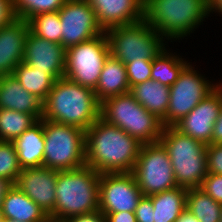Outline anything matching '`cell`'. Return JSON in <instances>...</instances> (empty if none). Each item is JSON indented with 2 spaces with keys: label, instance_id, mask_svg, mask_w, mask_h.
I'll list each match as a JSON object with an SVG mask.
<instances>
[{
  "label": "cell",
  "instance_id": "obj_14",
  "mask_svg": "<svg viewBox=\"0 0 222 222\" xmlns=\"http://www.w3.org/2000/svg\"><path fill=\"white\" fill-rule=\"evenodd\" d=\"M222 105V84L174 125L176 129L205 145L211 144L214 123Z\"/></svg>",
  "mask_w": 222,
  "mask_h": 222
},
{
  "label": "cell",
  "instance_id": "obj_3",
  "mask_svg": "<svg viewBox=\"0 0 222 222\" xmlns=\"http://www.w3.org/2000/svg\"><path fill=\"white\" fill-rule=\"evenodd\" d=\"M100 173L90 166L73 170H57L53 220L64 221L75 215L99 210Z\"/></svg>",
  "mask_w": 222,
  "mask_h": 222
},
{
  "label": "cell",
  "instance_id": "obj_25",
  "mask_svg": "<svg viewBox=\"0 0 222 222\" xmlns=\"http://www.w3.org/2000/svg\"><path fill=\"white\" fill-rule=\"evenodd\" d=\"M12 75L28 92L36 95L44 101L52 90L55 80L45 71L34 68L21 62L13 71Z\"/></svg>",
  "mask_w": 222,
  "mask_h": 222
},
{
  "label": "cell",
  "instance_id": "obj_2",
  "mask_svg": "<svg viewBox=\"0 0 222 222\" xmlns=\"http://www.w3.org/2000/svg\"><path fill=\"white\" fill-rule=\"evenodd\" d=\"M100 109L94 90L62 77L43 101L42 119L86 131L100 118Z\"/></svg>",
  "mask_w": 222,
  "mask_h": 222
},
{
  "label": "cell",
  "instance_id": "obj_37",
  "mask_svg": "<svg viewBox=\"0 0 222 222\" xmlns=\"http://www.w3.org/2000/svg\"><path fill=\"white\" fill-rule=\"evenodd\" d=\"M64 222H107V220L106 216L100 210H97L92 213L71 216Z\"/></svg>",
  "mask_w": 222,
  "mask_h": 222
},
{
  "label": "cell",
  "instance_id": "obj_32",
  "mask_svg": "<svg viewBox=\"0 0 222 222\" xmlns=\"http://www.w3.org/2000/svg\"><path fill=\"white\" fill-rule=\"evenodd\" d=\"M130 88L151 79L152 60L125 63Z\"/></svg>",
  "mask_w": 222,
  "mask_h": 222
},
{
  "label": "cell",
  "instance_id": "obj_24",
  "mask_svg": "<svg viewBox=\"0 0 222 222\" xmlns=\"http://www.w3.org/2000/svg\"><path fill=\"white\" fill-rule=\"evenodd\" d=\"M148 197L153 203L154 222H175L186 209L187 188L177 186Z\"/></svg>",
  "mask_w": 222,
  "mask_h": 222
},
{
  "label": "cell",
  "instance_id": "obj_43",
  "mask_svg": "<svg viewBox=\"0 0 222 222\" xmlns=\"http://www.w3.org/2000/svg\"><path fill=\"white\" fill-rule=\"evenodd\" d=\"M46 222H64V221H59V220H53V219H48Z\"/></svg>",
  "mask_w": 222,
  "mask_h": 222
},
{
  "label": "cell",
  "instance_id": "obj_16",
  "mask_svg": "<svg viewBox=\"0 0 222 222\" xmlns=\"http://www.w3.org/2000/svg\"><path fill=\"white\" fill-rule=\"evenodd\" d=\"M66 49L59 43L34 35L26 37L23 62L48 73L54 80L64 77Z\"/></svg>",
  "mask_w": 222,
  "mask_h": 222
},
{
  "label": "cell",
  "instance_id": "obj_21",
  "mask_svg": "<svg viewBox=\"0 0 222 222\" xmlns=\"http://www.w3.org/2000/svg\"><path fill=\"white\" fill-rule=\"evenodd\" d=\"M130 92L126 65L112 55L106 58L98 83L94 90L97 100L105 99Z\"/></svg>",
  "mask_w": 222,
  "mask_h": 222
},
{
  "label": "cell",
  "instance_id": "obj_11",
  "mask_svg": "<svg viewBox=\"0 0 222 222\" xmlns=\"http://www.w3.org/2000/svg\"><path fill=\"white\" fill-rule=\"evenodd\" d=\"M219 85L206 80L189 63L170 87L169 107L161 121L163 127L174 126Z\"/></svg>",
  "mask_w": 222,
  "mask_h": 222
},
{
  "label": "cell",
  "instance_id": "obj_42",
  "mask_svg": "<svg viewBox=\"0 0 222 222\" xmlns=\"http://www.w3.org/2000/svg\"><path fill=\"white\" fill-rule=\"evenodd\" d=\"M209 14L213 11H217L222 14V0H207Z\"/></svg>",
  "mask_w": 222,
  "mask_h": 222
},
{
  "label": "cell",
  "instance_id": "obj_38",
  "mask_svg": "<svg viewBox=\"0 0 222 222\" xmlns=\"http://www.w3.org/2000/svg\"><path fill=\"white\" fill-rule=\"evenodd\" d=\"M107 222H137L135 212L120 211L116 213H103Z\"/></svg>",
  "mask_w": 222,
  "mask_h": 222
},
{
  "label": "cell",
  "instance_id": "obj_10",
  "mask_svg": "<svg viewBox=\"0 0 222 222\" xmlns=\"http://www.w3.org/2000/svg\"><path fill=\"white\" fill-rule=\"evenodd\" d=\"M132 173L143 196L178 186L167 150L160 142L141 145Z\"/></svg>",
  "mask_w": 222,
  "mask_h": 222
},
{
  "label": "cell",
  "instance_id": "obj_13",
  "mask_svg": "<svg viewBox=\"0 0 222 222\" xmlns=\"http://www.w3.org/2000/svg\"><path fill=\"white\" fill-rule=\"evenodd\" d=\"M58 13L65 49L104 33L87 0H67Z\"/></svg>",
  "mask_w": 222,
  "mask_h": 222
},
{
  "label": "cell",
  "instance_id": "obj_45",
  "mask_svg": "<svg viewBox=\"0 0 222 222\" xmlns=\"http://www.w3.org/2000/svg\"><path fill=\"white\" fill-rule=\"evenodd\" d=\"M219 222H222V206H221V214H220V221Z\"/></svg>",
  "mask_w": 222,
  "mask_h": 222
},
{
  "label": "cell",
  "instance_id": "obj_9",
  "mask_svg": "<svg viewBox=\"0 0 222 222\" xmlns=\"http://www.w3.org/2000/svg\"><path fill=\"white\" fill-rule=\"evenodd\" d=\"M109 54L105 33L67 48L64 77L95 90Z\"/></svg>",
  "mask_w": 222,
  "mask_h": 222
},
{
  "label": "cell",
  "instance_id": "obj_5",
  "mask_svg": "<svg viewBox=\"0 0 222 222\" xmlns=\"http://www.w3.org/2000/svg\"><path fill=\"white\" fill-rule=\"evenodd\" d=\"M159 142L167 150L177 185L199 188L208 174L206 145L174 126L163 127Z\"/></svg>",
  "mask_w": 222,
  "mask_h": 222
},
{
  "label": "cell",
  "instance_id": "obj_22",
  "mask_svg": "<svg viewBox=\"0 0 222 222\" xmlns=\"http://www.w3.org/2000/svg\"><path fill=\"white\" fill-rule=\"evenodd\" d=\"M22 169L41 167L44 159L43 119L23 132L13 141Z\"/></svg>",
  "mask_w": 222,
  "mask_h": 222
},
{
  "label": "cell",
  "instance_id": "obj_33",
  "mask_svg": "<svg viewBox=\"0 0 222 222\" xmlns=\"http://www.w3.org/2000/svg\"><path fill=\"white\" fill-rule=\"evenodd\" d=\"M199 188L222 205V175L208 173Z\"/></svg>",
  "mask_w": 222,
  "mask_h": 222
},
{
  "label": "cell",
  "instance_id": "obj_23",
  "mask_svg": "<svg viewBox=\"0 0 222 222\" xmlns=\"http://www.w3.org/2000/svg\"><path fill=\"white\" fill-rule=\"evenodd\" d=\"M129 93L148 112L161 121L164 119L169 107L170 87L150 79L132 86Z\"/></svg>",
  "mask_w": 222,
  "mask_h": 222
},
{
  "label": "cell",
  "instance_id": "obj_31",
  "mask_svg": "<svg viewBox=\"0 0 222 222\" xmlns=\"http://www.w3.org/2000/svg\"><path fill=\"white\" fill-rule=\"evenodd\" d=\"M21 170L13 142L0 141V177L16 183Z\"/></svg>",
  "mask_w": 222,
  "mask_h": 222
},
{
  "label": "cell",
  "instance_id": "obj_19",
  "mask_svg": "<svg viewBox=\"0 0 222 222\" xmlns=\"http://www.w3.org/2000/svg\"><path fill=\"white\" fill-rule=\"evenodd\" d=\"M0 109L15 110L42 119L43 101L25 90L13 75L0 76Z\"/></svg>",
  "mask_w": 222,
  "mask_h": 222
},
{
  "label": "cell",
  "instance_id": "obj_34",
  "mask_svg": "<svg viewBox=\"0 0 222 222\" xmlns=\"http://www.w3.org/2000/svg\"><path fill=\"white\" fill-rule=\"evenodd\" d=\"M208 173L222 175V144L206 145Z\"/></svg>",
  "mask_w": 222,
  "mask_h": 222
},
{
  "label": "cell",
  "instance_id": "obj_6",
  "mask_svg": "<svg viewBox=\"0 0 222 222\" xmlns=\"http://www.w3.org/2000/svg\"><path fill=\"white\" fill-rule=\"evenodd\" d=\"M100 117L142 144L157 143L161 138V120L148 112L130 93L113 96L101 102Z\"/></svg>",
  "mask_w": 222,
  "mask_h": 222
},
{
  "label": "cell",
  "instance_id": "obj_36",
  "mask_svg": "<svg viewBox=\"0 0 222 222\" xmlns=\"http://www.w3.org/2000/svg\"><path fill=\"white\" fill-rule=\"evenodd\" d=\"M15 18L13 0H0V29Z\"/></svg>",
  "mask_w": 222,
  "mask_h": 222
},
{
  "label": "cell",
  "instance_id": "obj_15",
  "mask_svg": "<svg viewBox=\"0 0 222 222\" xmlns=\"http://www.w3.org/2000/svg\"><path fill=\"white\" fill-rule=\"evenodd\" d=\"M57 170L48 167L22 169L15 185L53 219Z\"/></svg>",
  "mask_w": 222,
  "mask_h": 222
},
{
  "label": "cell",
  "instance_id": "obj_35",
  "mask_svg": "<svg viewBox=\"0 0 222 222\" xmlns=\"http://www.w3.org/2000/svg\"><path fill=\"white\" fill-rule=\"evenodd\" d=\"M135 216L137 222H154L153 203L148 196H143L136 207Z\"/></svg>",
  "mask_w": 222,
  "mask_h": 222
},
{
  "label": "cell",
  "instance_id": "obj_29",
  "mask_svg": "<svg viewBox=\"0 0 222 222\" xmlns=\"http://www.w3.org/2000/svg\"><path fill=\"white\" fill-rule=\"evenodd\" d=\"M28 24L34 35L62 45L61 21L58 12L38 14L32 17Z\"/></svg>",
  "mask_w": 222,
  "mask_h": 222
},
{
  "label": "cell",
  "instance_id": "obj_30",
  "mask_svg": "<svg viewBox=\"0 0 222 222\" xmlns=\"http://www.w3.org/2000/svg\"><path fill=\"white\" fill-rule=\"evenodd\" d=\"M67 0H13L14 15L29 21L32 17L48 12H58Z\"/></svg>",
  "mask_w": 222,
  "mask_h": 222
},
{
  "label": "cell",
  "instance_id": "obj_27",
  "mask_svg": "<svg viewBox=\"0 0 222 222\" xmlns=\"http://www.w3.org/2000/svg\"><path fill=\"white\" fill-rule=\"evenodd\" d=\"M221 206L200 188L187 189L186 209L200 222H219Z\"/></svg>",
  "mask_w": 222,
  "mask_h": 222
},
{
  "label": "cell",
  "instance_id": "obj_46",
  "mask_svg": "<svg viewBox=\"0 0 222 222\" xmlns=\"http://www.w3.org/2000/svg\"><path fill=\"white\" fill-rule=\"evenodd\" d=\"M7 222H19V221H15V220H7ZM21 222V221H20Z\"/></svg>",
  "mask_w": 222,
  "mask_h": 222
},
{
  "label": "cell",
  "instance_id": "obj_18",
  "mask_svg": "<svg viewBox=\"0 0 222 222\" xmlns=\"http://www.w3.org/2000/svg\"><path fill=\"white\" fill-rule=\"evenodd\" d=\"M105 31L143 20L144 0H87Z\"/></svg>",
  "mask_w": 222,
  "mask_h": 222
},
{
  "label": "cell",
  "instance_id": "obj_17",
  "mask_svg": "<svg viewBox=\"0 0 222 222\" xmlns=\"http://www.w3.org/2000/svg\"><path fill=\"white\" fill-rule=\"evenodd\" d=\"M29 30L28 22L18 18L0 29V76L12 75L23 62Z\"/></svg>",
  "mask_w": 222,
  "mask_h": 222
},
{
  "label": "cell",
  "instance_id": "obj_41",
  "mask_svg": "<svg viewBox=\"0 0 222 222\" xmlns=\"http://www.w3.org/2000/svg\"><path fill=\"white\" fill-rule=\"evenodd\" d=\"M175 222H200V221L187 209H185Z\"/></svg>",
  "mask_w": 222,
  "mask_h": 222
},
{
  "label": "cell",
  "instance_id": "obj_40",
  "mask_svg": "<svg viewBox=\"0 0 222 222\" xmlns=\"http://www.w3.org/2000/svg\"><path fill=\"white\" fill-rule=\"evenodd\" d=\"M15 183L10 179L0 177V208H2V202L5 195L12 189Z\"/></svg>",
  "mask_w": 222,
  "mask_h": 222
},
{
  "label": "cell",
  "instance_id": "obj_28",
  "mask_svg": "<svg viewBox=\"0 0 222 222\" xmlns=\"http://www.w3.org/2000/svg\"><path fill=\"white\" fill-rule=\"evenodd\" d=\"M37 121L31 114L0 109V141L13 142Z\"/></svg>",
  "mask_w": 222,
  "mask_h": 222
},
{
  "label": "cell",
  "instance_id": "obj_12",
  "mask_svg": "<svg viewBox=\"0 0 222 222\" xmlns=\"http://www.w3.org/2000/svg\"><path fill=\"white\" fill-rule=\"evenodd\" d=\"M142 197L132 172L100 174L98 200L102 213L135 212Z\"/></svg>",
  "mask_w": 222,
  "mask_h": 222
},
{
  "label": "cell",
  "instance_id": "obj_8",
  "mask_svg": "<svg viewBox=\"0 0 222 222\" xmlns=\"http://www.w3.org/2000/svg\"><path fill=\"white\" fill-rule=\"evenodd\" d=\"M43 167L64 171L85 166L86 131L43 119Z\"/></svg>",
  "mask_w": 222,
  "mask_h": 222
},
{
  "label": "cell",
  "instance_id": "obj_4",
  "mask_svg": "<svg viewBox=\"0 0 222 222\" xmlns=\"http://www.w3.org/2000/svg\"><path fill=\"white\" fill-rule=\"evenodd\" d=\"M207 0H144L143 19L166 39H181L207 18Z\"/></svg>",
  "mask_w": 222,
  "mask_h": 222
},
{
  "label": "cell",
  "instance_id": "obj_7",
  "mask_svg": "<svg viewBox=\"0 0 222 222\" xmlns=\"http://www.w3.org/2000/svg\"><path fill=\"white\" fill-rule=\"evenodd\" d=\"M110 55L122 63L153 60L165 49L162 37L144 19L104 31Z\"/></svg>",
  "mask_w": 222,
  "mask_h": 222
},
{
  "label": "cell",
  "instance_id": "obj_26",
  "mask_svg": "<svg viewBox=\"0 0 222 222\" xmlns=\"http://www.w3.org/2000/svg\"><path fill=\"white\" fill-rule=\"evenodd\" d=\"M169 53L165 48L152 60L151 79L171 87L189 63L182 57Z\"/></svg>",
  "mask_w": 222,
  "mask_h": 222
},
{
  "label": "cell",
  "instance_id": "obj_39",
  "mask_svg": "<svg viewBox=\"0 0 222 222\" xmlns=\"http://www.w3.org/2000/svg\"><path fill=\"white\" fill-rule=\"evenodd\" d=\"M211 143L222 144V105L217 120L214 123Z\"/></svg>",
  "mask_w": 222,
  "mask_h": 222
},
{
  "label": "cell",
  "instance_id": "obj_1",
  "mask_svg": "<svg viewBox=\"0 0 222 222\" xmlns=\"http://www.w3.org/2000/svg\"><path fill=\"white\" fill-rule=\"evenodd\" d=\"M85 163L100 174L132 172L142 145L101 117L86 130Z\"/></svg>",
  "mask_w": 222,
  "mask_h": 222
},
{
  "label": "cell",
  "instance_id": "obj_20",
  "mask_svg": "<svg viewBox=\"0 0 222 222\" xmlns=\"http://www.w3.org/2000/svg\"><path fill=\"white\" fill-rule=\"evenodd\" d=\"M1 210L6 220L46 222L49 219V215L16 185L5 195Z\"/></svg>",
  "mask_w": 222,
  "mask_h": 222
},
{
  "label": "cell",
  "instance_id": "obj_44",
  "mask_svg": "<svg viewBox=\"0 0 222 222\" xmlns=\"http://www.w3.org/2000/svg\"><path fill=\"white\" fill-rule=\"evenodd\" d=\"M3 220L2 210L0 208V222Z\"/></svg>",
  "mask_w": 222,
  "mask_h": 222
}]
</instances>
